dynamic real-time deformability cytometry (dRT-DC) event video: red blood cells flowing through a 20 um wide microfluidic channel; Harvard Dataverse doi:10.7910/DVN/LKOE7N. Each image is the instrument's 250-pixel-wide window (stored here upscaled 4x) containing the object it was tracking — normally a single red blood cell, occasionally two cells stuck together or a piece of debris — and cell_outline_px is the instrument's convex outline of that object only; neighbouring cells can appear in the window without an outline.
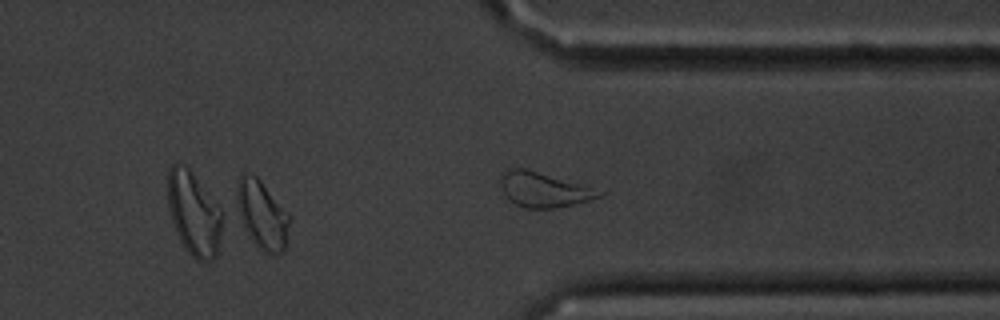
{"species": "common noctule bat (a hibernating species)", "species_latin": "Nyctalus noctula", "temperature_condition": "cold", "stored_images_in_passage": 36, "segment_of_instrument_passage": [2, 2], "camera_frame_rate_fps": 3000, "um_per_image_px": 0.085, "animal": {"sex": "male", "body_mass_g": 20.1, "forearm_length_mm": 53.5}, "frame": {"image": 1, "passage_image": 36, "time_ms": 11.667, "image_size_px": [1000, 320], "cell_outline_px": [[608, 192], [600, 196], [576, 204], [552, 208], [524, 208], [508, 200], [500, 184], [500, 172], [504, 168], [524, 168]], "centroid_in_image_um": [46.17, 16.11], "position_along_channel_um": 365.2, "area_um2": 19.94}}